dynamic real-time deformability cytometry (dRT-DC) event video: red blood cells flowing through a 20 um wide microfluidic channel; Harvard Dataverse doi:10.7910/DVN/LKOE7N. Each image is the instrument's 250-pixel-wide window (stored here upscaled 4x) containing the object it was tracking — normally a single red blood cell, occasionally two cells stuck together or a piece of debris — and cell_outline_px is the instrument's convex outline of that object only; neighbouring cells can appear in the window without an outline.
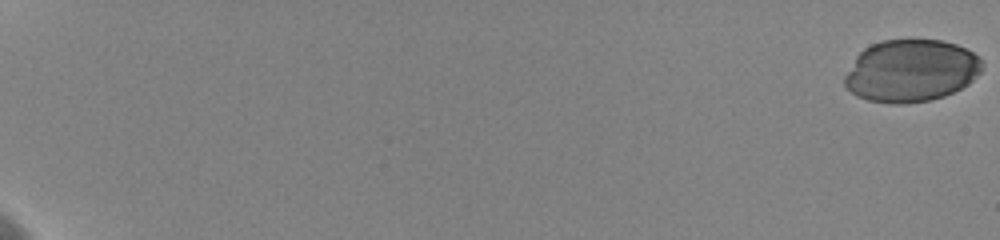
{"species": "human", "species_latin": "Homo sapiens", "temperature_condition": "cold", "stored_images_in_passage": 47, "camera_frame_rate_fps": 3000, "um_per_image_px": 0.085, "donor": {"sex": "female"}, "frame": {"image": 1, "passage_image": 1, "time_ms": 0.0, "image_size_px": [1000, 240], "cell_outline_px": [[984, 64], [980, 72], [968, 84], [944, 96], [928, 100], [904, 104], [892, 104], [868, 100], [856, 96], [844, 84], [844, 76], [856, 56], [864, 48], [880, 40], [940, 40], [956, 44], [972, 52]], "centroid_in_image_um": [77.41, 6.01], "position_along_channel_um": 7.6, "area_um2": 49.77}}
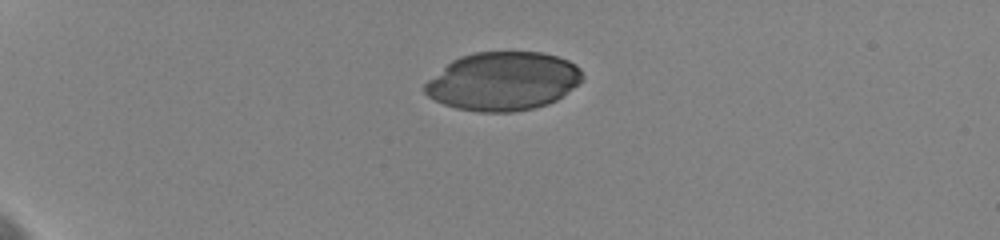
{"frame": {"image": 2, "passage_image": 17, "time_ms": 5.667, "image_size_px": [1000, 240], "cell_outline_px": [[584, 76], [580, 84], [556, 100], [548, 104], [532, 108], [512, 112], [480, 112], [456, 108], [444, 104], [428, 96], [424, 92], [424, 84], [428, 80], [452, 60], [460, 56], [476, 52], [544, 52], [568, 60], [576, 64], [580, 68]], "centroid_in_image_um": [42.79, 6.9], "position_along_channel_um": 42.2, "area_um2": 53.81}}